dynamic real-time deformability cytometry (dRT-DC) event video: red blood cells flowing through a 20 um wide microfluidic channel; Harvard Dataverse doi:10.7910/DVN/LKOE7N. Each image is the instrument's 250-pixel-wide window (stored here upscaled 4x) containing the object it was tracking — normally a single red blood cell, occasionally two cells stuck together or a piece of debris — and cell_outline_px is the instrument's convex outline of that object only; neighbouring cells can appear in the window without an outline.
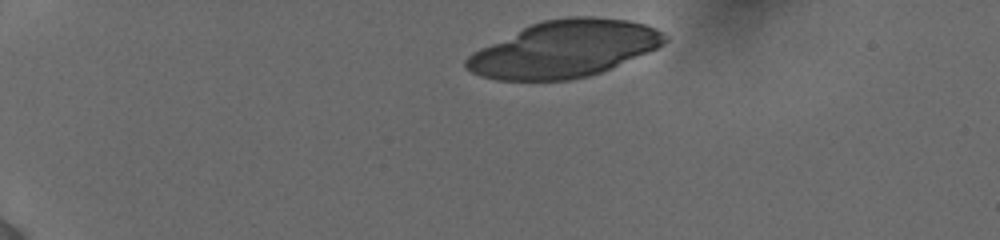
{"species": "human", "species_latin": "Homo sapiens", "temperature_condition": "cold", "stored_images_in_passage": 9, "camera_frame_rate_fps": 3000, "um_per_image_px": 0.085, "donor": {"sex": "female"}, "frame": {"image": 1, "passage_image": 1, "time_ms": 0.0, "image_size_px": [1000, 240], "cell_outline_px": [[668, 40], [656, 48], [648, 52], [600, 72], [588, 76], [568, 80], [496, 80], [480, 76], [472, 72], [464, 64], [464, 60], [472, 52], [480, 48], [532, 24], [544, 20], [568, 16], [592, 16], [628, 20], [644, 24], [656, 28]], "centroid_in_image_um": [47.94, 4.16], "position_along_channel_um": 37.1, "area_um2": 64.85}}